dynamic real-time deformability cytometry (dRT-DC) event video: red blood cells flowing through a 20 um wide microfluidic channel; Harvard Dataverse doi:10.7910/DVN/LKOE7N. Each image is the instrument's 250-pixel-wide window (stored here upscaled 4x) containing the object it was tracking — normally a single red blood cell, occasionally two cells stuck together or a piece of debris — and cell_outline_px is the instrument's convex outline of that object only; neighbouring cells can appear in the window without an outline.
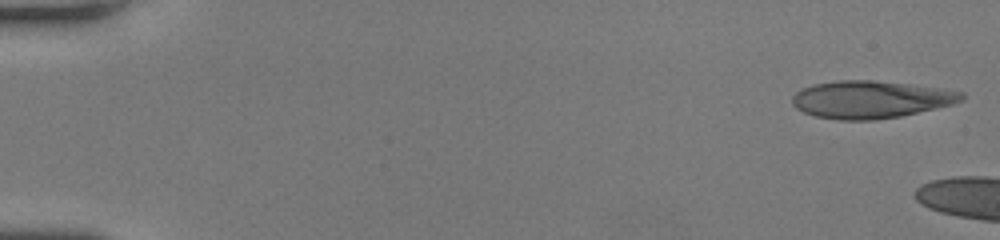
{"species": "human", "species_latin": "Homo sapiens", "temperature_condition": "room temperature", "stored_images_in_passage": 8, "camera_frame_rate_fps": 3000, "um_per_image_px": 0.085, "donor": {"sex": "female"}, "frame": {"image": 1, "passage_image": 1, "time_ms": 0.0, "image_size_px": [1000, 240], "cell_outline_px": [[964, 100], [952, 104], [936, 108], [900, 116], [876, 120], [840, 120], [816, 116], [804, 112], [796, 108], [792, 104], [792, 96], [800, 88], [812, 84], [836, 80], [872, 80], [908, 84], [940, 88], [964, 92]], "centroid_in_image_um": [73.98, 8.45], "position_along_channel_um": 11.0, "area_um2": 37.05}}